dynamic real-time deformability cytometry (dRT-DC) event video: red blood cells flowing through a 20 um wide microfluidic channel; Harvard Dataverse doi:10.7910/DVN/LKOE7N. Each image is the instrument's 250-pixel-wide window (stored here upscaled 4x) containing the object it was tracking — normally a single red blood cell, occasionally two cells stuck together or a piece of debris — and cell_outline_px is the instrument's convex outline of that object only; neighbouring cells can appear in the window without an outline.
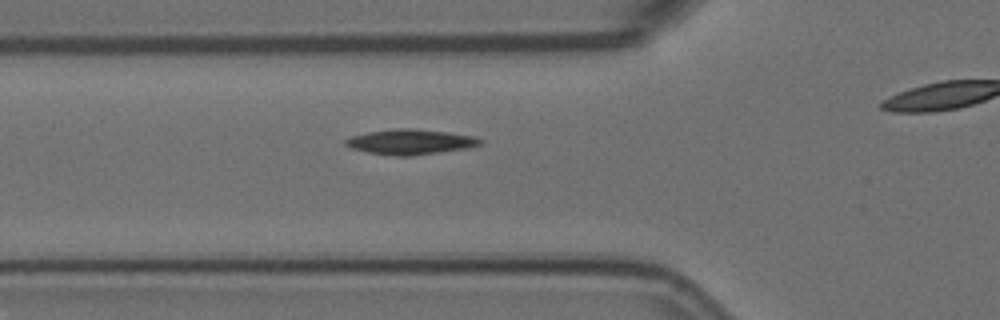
{"species": "Egyptian fruit bat (a non-hibernating species)", "species_latin": "Rousettus aegyptiacus", "temperature_condition": "room temperature", "stored_images_in_passage": 3, "camera_frame_rate_fps": 3000, "um_per_image_px": 0.085, "animal": {"sex": "female"}, "frame": {"image": 1, "passage_image": 3, "time_ms": 0.667, "image_size_px": [1000, 320], "cell_outline_px": [[484, 140], [480, 144], [468, 148], [412, 156], [396, 156], [368, 152], [352, 148], [344, 144], [344, 140], [352, 136], [368, 132], [396, 128], [408, 128], [448, 132], [472, 136]], "centroid_in_image_um": [34.88, 12.06], "position_along_channel_um": 90.9, "area_um2": 19.59}}